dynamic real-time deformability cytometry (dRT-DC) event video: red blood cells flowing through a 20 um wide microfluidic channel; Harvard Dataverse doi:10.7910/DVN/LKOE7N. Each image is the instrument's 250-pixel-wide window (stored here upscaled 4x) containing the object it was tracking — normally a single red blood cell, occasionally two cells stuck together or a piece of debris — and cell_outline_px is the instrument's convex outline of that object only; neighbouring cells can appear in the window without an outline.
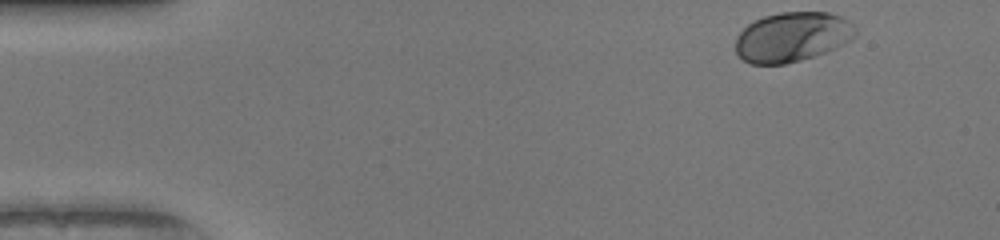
{"species": "human", "species_latin": "Homo sapiens", "temperature_condition": "warm", "stored_images_in_passage": 38, "camera_frame_rate_fps": 3000, "um_per_image_px": 0.085, "donor": {"sex": "female"}, "frame": {"image": 1, "passage_image": 1, "time_ms": 0.0, "image_size_px": [1000, 240], "cell_outline_px": [[856, 36], [828, 52], [800, 60], [784, 64], [748, 64], [736, 52], [736, 36], [748, 24], [764, 16], [780, 12], [828, 12], [840, 16], [856, 24]], "centroid_in_image_um": [67.36, 3.14], "position_along_channel_um": 17.6, "area_um2": 34.85}}
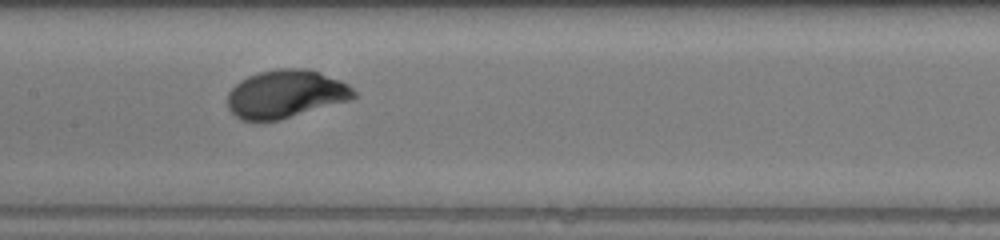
{"frame": {"image": 2, "passage_image": 21, "time_ms": 6.667, "image_size_px": [1000, 240], "cell_outline_px": [[356, 96], [352, 100], [280, 120], [256, 124], [240, 120], [228, 108], [228, 92], [240, 80], [248, 76], [260, 72], [280, 68], [304, 68], [320, 72], [340, 80], [348, 84], [356, 92]], "centroid_in_image_um": [24.27, 8.03], "position_along_channel_um": 183.1, "area_um2": 36.01}}
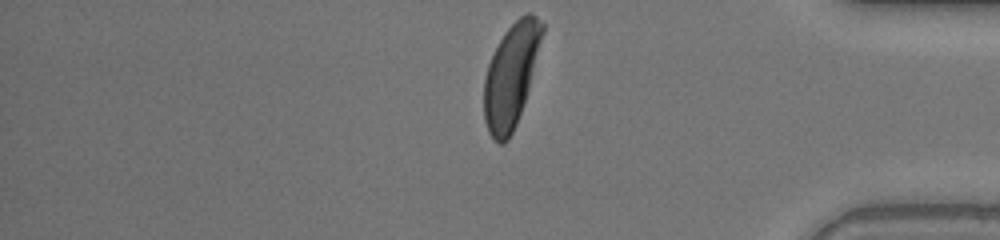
{"frame": {"image": 3, "passage_image": 38, "time_ms": 12.333, "image_size_px": [1000, 240], "cell_outline_px": [[544, 32], [528, 88], [516, 124], [508, 140], [504, 144], [500, 144], [488, 132], [484, 120], [484, 80], [488, 64], [504, 32], [520, 16], [528, 12], [532, 12], [544, 24]], "centroid_in_image_um": [43.43, 6.39], "position_along_channel_um": 391.8, "area_um2": 34.51}, "authors_computed_cell_mechanics": {"area_um2": 34.7378, "velocity_mm_per_s": 4.1129, "shape_relaxation_time_tau1_ms": 2.0987, "shape_relaxation_time_tau2_ms": null, "deformation_change_tau1": 0.1671, "deformation_change_tau2": null}}